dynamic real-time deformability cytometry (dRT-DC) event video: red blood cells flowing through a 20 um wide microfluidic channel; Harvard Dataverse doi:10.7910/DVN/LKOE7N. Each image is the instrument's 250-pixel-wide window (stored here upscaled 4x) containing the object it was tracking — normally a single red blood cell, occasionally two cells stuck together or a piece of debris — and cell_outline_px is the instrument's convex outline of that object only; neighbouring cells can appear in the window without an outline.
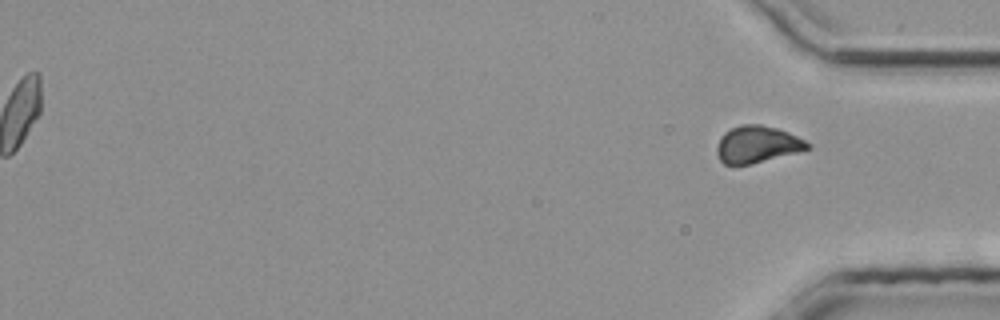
{"species": "common noctule bat (a hibernating species)", "species_latin": "Nyctalus noctula", "temperature_condition": "room temperature", "stored_images_in_passage": 28, "segment_of_instrument_passage": [2, 2], "camera_frame_rate_fps": 3000, "um_per_image_px": 0.085, "animal": {"sex": "male", "body_mass_g": 20.4}, "frame": {"image": 1, "passage_image": 28, "time_ms": 9.0, "image_size_px": [1000, 320], "cell_outline_px": [[812, 148], [752, 164], [732, 168], [724, 164], [720, 160], [716, 148], [720, 136], [724, 132], [740, 124], [760, 124], [776, 128], [788, 132], [812, 144]], "centroid_in_image_um": [64.33, 12.3], "position_along_channel_um": 370.9, "area_um2": 19.88}}